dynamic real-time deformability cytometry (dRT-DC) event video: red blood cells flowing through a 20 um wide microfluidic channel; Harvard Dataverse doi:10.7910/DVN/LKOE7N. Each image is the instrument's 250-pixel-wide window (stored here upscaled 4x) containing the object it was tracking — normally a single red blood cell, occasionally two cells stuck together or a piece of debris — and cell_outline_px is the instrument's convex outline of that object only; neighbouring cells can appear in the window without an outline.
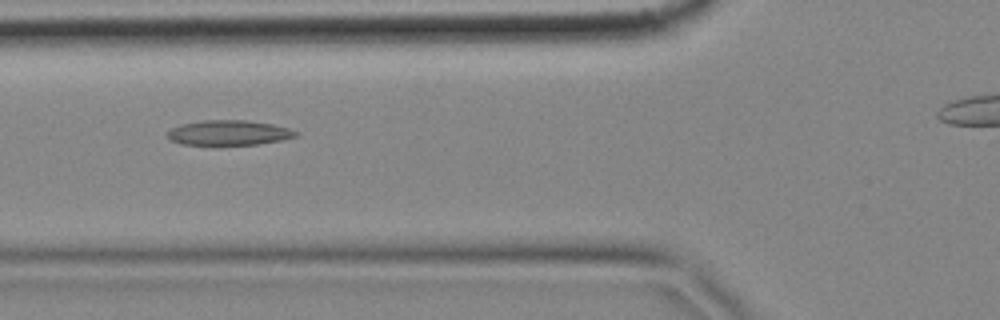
{"species": "common noctule bat (a hibernating species)", "species_latin": "Nyctalus noctula", "temperature_condition": "cold", "stored_images_in_passage": 40, "camera_frame_rate_fps": 3000, "um_per_image_px": 0.085, "animal": {"sex": "female", "body_mass_g": 18.4}, "frame": {"image": 1, "passage_image": 11, "time_ms": 3.333, "image_size_px": [1000, 320], "cell_outline_px": [[300, 132], [296, 136], [280, 140], [260, 144], [216, 148], [180, 144], [172, 140], [168, 136], [168, 132], [172, 128], [180, 124], [204, 120], [248, 120], [272, 124], [288, 128]], "centroid_in_image_um": [19.42, 11.33], "position_along_channel_um": 106.4, "area_um2": 19.59}}
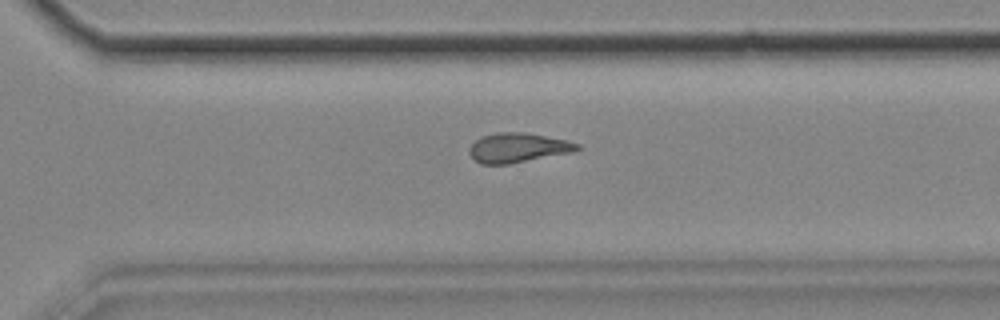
{"frame": {"image": 2, "passage_image": 30, "time_ms": 9.667, "image_size_px": [1000, 320], "cell_outline_px": [[584, 148], [576, 152], [508, 164], [480, 164], [468, 152], [468, 148], [480, 136], [500, 132], [524, 132], [568, 140], [580, 144]], "centroid_in_image_um": [44.09, 12.55], "position_along_channel_um": 326.5, "area_um2": 18.84}}
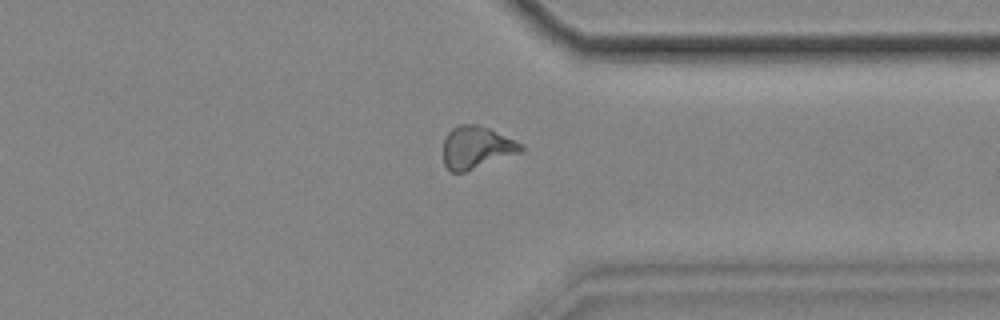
{"frame": {"image": 3, "passage_image": 34, "time_ms": 11.0, "image_size_px": [1000, 320], "cell_outline_px": [[524, 148], [520, 152], [464, 172], [452, 172], [444, 164], [444, 140], [448, 132], [456, 124], [476, 124], [488, 128], [524, 144]], "centroid_in_image_um": [40.49, 12.51], "position_along_channel_um": 370.9, "area_um2": 18.96}}